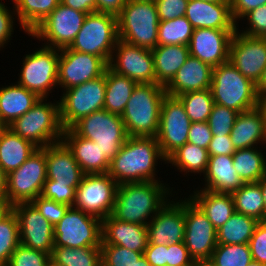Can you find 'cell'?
<instances>
[{
    "label": "cell",
    "instance_id": "obj_1",
    "mask_svg": "<svg viewBox=\"0 0 266 266\" xmlns=\"http://www.w3.org/2000/svg\"><path fill=\"white\" fill-rule=\"evenodd\" d=\"M158 159L166 161L156 137H128L110 161L108 174L118 185L158 181L154 176Z\"/></svg>",
    "mask_w": 266,
    "mask_h": 266
},
{
    "label": "cell",
    "instance_id": "obj_2",
    "mask_svg": "<svg viewBox=\"0 0 266 266\" xmlns=\"http://www.w3.org/2000/svg\"><path fill=\"white\" fill-rule=\"evenodd\" d=\"M159 182L145 181L118 185L111 215L123 222L148 225L147 218H153L168 202L166 195L170 189Z\"/></svg>",
    "mask_w": 266,
    "mask_h": 266
},
{
    "label": "cell",
    "instance_id": "obj_3",
    "mask_svg": "<svg viewBox=\"0 0 266 266\" xmlns=\"http://www.w3.org/2000/svg\"><path fill=\"white\" fill-rule=\"evenodd\" d=\"M165 95L162 85L137 84L121 115L129 137H156Z\"/></svg>",
    "mask_w": 266,
    "mask_h": 266
},
{
    "label": "cell",
    "instance_id": "obj_4",
    "mask_svg": "<svg viewBox=\"0 0 266 266\" xmlns=\"http://www.w3.org/2000/svg\"><path fill=\"white\" fill-rule=\"evenodd\" d=\"M159 22L154 1L127 0L117 15L119 39L153 50L158 46Z\"/></svg>",
    "mask_w": 266,
    "mask_h": 266
},
{
    "label": "cell",
    "instance_id": "obj_5",
    "mask_svg": "<svg viewBox=\"0 0 266 266\" xmlns=\"http://www.w3.org/2000/svg\"><path fill=\"white\" fill-rule=\"evenodd\" d=\"M210 89L214 103L239 113L259 106L256 84L243 76L229 61L213 68Z\"/></svg>",
    "mask_w": 266,
    "mask_h": 266
},
{
    "label": "cell",
    "instance_id": "obj_6",
    "mask_svg": "<svg viewBox=\"0 0 266 266\" xmlns=\"http://www.w3.org/2000/svg\"><path fill=\"white\" fill-rule=\"evenodd\" d=\"M44 100L47 101L46 98H40L30 110L8 126L15 134L38 148L61 142L64 131L59 102L52 104Z\"/></svg>",
    "mask_w": 266,
    "mask_h": 266
},
{
    "label": "cell",
    "instance_id": "obj_7",
    "mask_svg": "<svg viewBox=\"0 0 266 266\" xmlns=\"http://www.w3.org/2000/svg\"><path fill=\"white\" fill-rule=\"evenodd\" d=\"M71 129L78 136L95 142L110 161L129 137L121 116L105 109L81 118Z\"/></svg>",
    "mask_w": 266,
    "mask_h": 266
},
{
    "label": "cell",
    "instance_id": "obj_8",
    "mask_svg": "<svg viewBox=\"0 0 266 266\" xmlns=\"http://www.w3.org/2000/svg\"><path fill=\"white\" fill-rule=\"evenodd\" d=\"M118 40L117 16L96 11L87 14L69 48L101 57L108 64Z\"/></svg>",
    "mask_w": 266,
    "mask_h": 266
},
{
    "label": "cell",
    "instance_id": "obj_9",
    "mask_svg": "<svg viewBox=\"0 0 266 266\" xmlns=\"http://www.w3.org/2000/svg\"><path fill=\"white\" fill-rule=\"evenodd\" d=\"M105 90V73L98 78L66 89L59 101L63 129H69L81 118L104 109Z\"/></svg>",
    "mask_w": 266,
    "mask_h": 266
},
{
    "label": "cell",
    "instance_id": "obj_10",
    "mask_svg": "<svg viewBox=\"0 0 266 266\" xmlns=\"http://www.w3.org/2000/svg\"><path fill=\"white\" fill-rule=\"evenodd\" d=\"M101 244L102 220L73 206L54 225V246L80 248Z\"/></svg>",
    "mask_w": 266,
    "mask_h": 266
},
{
    "label": "cell",
    "instance_id": "obj_11",
    "mask_svg": "<svg viewBox=\"0 0 266 266\" xmlns=\"http://www.w3.org/2000/svg\"><path fill=\"white\" fill-rule=\"evenodd\" d=\"M7 202L29 203L41 195L47 180L45 147L38 148L19 168L8 174Z\"/></svg>",
    "mask_w": 266,
    "mask_h": 266
},
{
    "label": "cell",
    "instance_id": "obj_12",
    "mask_svg": "<svg viewBox=\"0 0 266 266\" xmlns=\"http://www.w3.org/2000/svg\"><path fill=\"white\" fill-rule=\"evenodd\" d=\"M59 52V49L44 46L26 55L17 84L40 98H46L49 91L58 85Z\"/></svg>",
    "mask_w": 266,
    "mask_h": 266
},
{
    "label": "cell",
    "instance_id": "obj_13",
    "mask_svg": "<svg viewBox=\"0 0 266 266\" xmlns=\"http://www.w3.org/2000/svg\"><path fill=\"white\" fill-rule=\"evenodd\" d=\"M184 215L185 246L193 260L204 266L217 246V229L190 198L184 200Z\"/></svg>",
    "mask_w": 266,
    "mask_h": 266
},
{
    "label": "cell",
    "instance_id": "obj_14",
    "mask_svg": "<svg viewBox=\"0 0 266 266\" xmlns=\"http://www.w3.org/2000/svg\"><path fill=\"white\" fill-rule=\"evenodd\" d=\"M117 187L108 173L85 174L76 188L73 207L102 220L113 212Z\"/></svg>",
    "mask_w": 266,
    "mask_h": 266
},
{
    "label": "cell",
    "instance_id": "obj_15",
    "mask_svg": "<svg viewBox=\"0 0 266 266\" xmlns=\"http://www.w3.org/2000/svg\"><path fill=\"white\" fill-rule=\"evenodd\" d=\"M87 13L74 10L59 3L58 6L29 34L46 39L45 46L64 49L71 46L83 26ZM50 43V44H49Z\"/></svg>",
    "mask_w": 266,
    "mask_h": 266
},
{
    "label": "cell",
    "instance_id": "obj_16",
    "mask_svg": "<svg viewBox=\"0 0 266 266\" xmlns=\"http://www.w3.org/2000/svg\"><path fill=\"white\" fill-rule=\"evenodd\" d=\"M191 123L181 101L166 94L161 103L159 129L156 135L161 153L166 159L188 142Z\"/></svg>",
    "mask_w": 266,
    "mask_h": 266
},
{
    "label": "cell",
    "instance_id": "obj_17",
    "mask_svg": "<svg viewBox=\"0 0 266 266\" xmlns=\"http://www.w3.org/2000/svg\"><path fill=\"white\" fill-rule=\"evenodd\" d=\"M58 62V85L70 89L103 75L108 64L93 54L71 50H60Z\"/></svg>",
    "mask_w": 266,
    "mask_h": 266
},
{
    "label": "cell",
    "instance_id": "obj_18",
    "mask_svg": "<svg viewBox=\"0 0 266 266\" xmlns=\"http://www.w3.org/2000/svg\"><path fill=\"white\" fill-rule=\"evenodd\" d=\"M114 50L117 52H112L108 63L112 71L138 84H155L154 57L150 49L134 46L119 39Z\"/></svg>",
    "mask_w": 266,
    "mask_h": 266
},
{
    "label": "cell",
    "instance_id": "obj_19",
    "mask_svg": "<svg viewBox=\"0 0 266 266\" xmlns=\"http://www.w3.org/2000/svg\"><path fill=\"white\" fill-rule=\"evenodd\" d=\"M12 210L18 220L20 244L51 256L54 248V226L31 202L14 204Z\"/></svg>",
    "mask_w": 266,
    "mask_h": 266
},
{
    "label": "cell",
    "instance_id": "obj_20",
    "mask_svg": "<svg viewBox=\"0 0 266 266\" xmlns=\"http://www.w3.org/2000/svg\"><path fill=\"white\" fill-rule=\"evenodd\" d=\"M236 32L230 41L229 62L255 84L266 68V41Z\"/></svg>",
    "mask_w": 266,
    "mask_h": 266
},
{
    "label": "cell",
    "instance_id": "obj_21",
    "mask_svg": "<svg viewBox=\"0 0 266 266\" xmlns=\"http://www.w3.org/2000/svg\"><path fill=\"white\" fill-rule=\"evenodd\" d=\"M236 30L198 28L188 44L190 56L215 68L229 61L230 41Z\"/></svg>",
    "mask_w": 266,
    "mask_h": 266
},
{
    "label": "cell",
    "instance_id": "obj_22",
    "mask_svg": "<svg viewBox=\"0 0 266 266\" xmlns=\"http://www.w3.org/2000/svg\"><path fill=\"white\" fill-rule=\"evenodd\" d=\"M173 202V203H172ZM148 244L168 245L184 241V200L166 202L147 225Z\"/></svg>",
    "mask_w": 266,
    "mask_h": 266
},
{
    "label": "cell",
    "instance_id": "obj_23",
    "mask_svg": "<svg viewBox=\"0 0 266 266\" xmlns=\"http://www.w3.org/2000/svg\"><path fill=\"white\" fill-rule=\"evenodd\" d=\"M47 179L69 187H77L85 173L72 152L61 141L45 147Z\"/></svg>",
    "mask_w": 266,
    "mask_h": 266
},
{
    "label": "cell",
    "instance_id": "obj_24",
    "mask_svg": "<svg viewBox=\"0 0 266 266\" xmlns=\"http://www.w3.org/2000/svg\"><path fill=\"white\" fill-rule=\"evenodd\" d=\"M185 17L194 29L237 30L231 14L230 3H212L189 0Z\"/></svg>",
    "mask_w": 266,
    "mask_h": 266
},
{
    "label": "cell",
    "instance_id": "obj_25",
    "mask_svg": "<svg viewBox=\"0 0 266 266\" xmlns=\"http://www.w3.org/2000/svg\"><path fill=\"white\" fill-rule=\"evenodd\" d=\"M102 244H115L144 253L148 245L147 225L123 222L109 215L102 219Z\"/></svg>",
    "mask_w": 266,
    "mask_h": 266
},
{
    "label": "cell",
    "instance_id": "obj_26",
    "mask_svg": "<svg viewBox=\"0 0 266 266\" xmlns=\"http://www.w3.org/2000/svg\"><path fill=\"white\" fill-rule=\"evenodd\" d=\"M212 72L213 68L210 65L189 56L165 87L166 94L177 97L187 92L210 89Z\"/></svg>",
    "mask_w": 266,
    "mask_h": 266
},
{
    "label": "cell",
    "instance_id": "obj_27",
    "mask_svg": "<svg viewBox=\"0 0 266 266\" xmlns=\"http://www.w3.org/2000/svg\"><path fill=\"white\" fill-rule=\"evenodd\" d=\"M85 174L108 173L110 160L96 143L78 136L71 128L63 131L61 140Z\"/></svg>",
    "mask_w": 266,
    "mask_h": 266
},
{
    "label": "cell",
    "instance_id": "obj_28",
    "mask_svg": "<svg viewBox=\"0 0 266 266\" xmlns=\"http://www.w3.org/2000/svg\"><path fill=\"white\" fill-rule=\"evenodd\" d=\"M230 138L236 150L255 147L261 142L266 143V121L262 109L258 106L239 113L232 127Z\"/></svg>",
    "mask_w": 266,
    "mask_h": 266
},
{
    "label": "cell",
    "instance_id": "obj_29",
    "mask_svg": "<svg viewBox=\"0 0 266 266\" xmlns=\"http://www.w3.org/2000/svg\"><path fill=\"white\" fill-rule=\"evenodd\" d=\"M204 174L205 190L232 193L244 184L233 166L232 155L209 156Z\"/></svg>",
    "mask_w": 266,
    "mask_h": 266
},
{
    "label": "cell",
    "instance_id": "obj_30",
    "mask_svg": "<svg viewBox=\"0 0 266 266\" xmlns=\"http://www.w3.org/2000/svg\"><path fill=\"white\" fill-rule=\"evenodd\" d=\"M40 97L25 87L14 84L0 88V119L10 126L30 110Z\"/></svg>",
    "mask_w": 266,
    "mask_h": 266
},
{
    "label": "cell",
    "instance_id": "obj_31",
    "mask_svg": "<svg viewBox=\"0 0 266 266\" xmlns=\"http://www.w3.org/2000/svg\"><path fill=\"white\" fill-rule=\"evenodd\" d=\"M190 199L204 212L216 229L221 227L234 213L231 193L198 190Z\"/></svg>",
    "mask_w": 266,
    "mask_h": 266
},
{
    "label": "cell",
    "instance_id": "obj_32",
    "mask_svg": "<svg viewBox=\"0 0 266 266\" xmlns=\"http://www.w3.org/2000/svg\"><path fill=\"white\" fill-rule=\"evenodd\" d=\"M154 57L155 84L166 87L190 56L186 45L157 46L151 50Z\"/></svg>",
    "mask_w": 266,
    "mask_h": 266
},
{
    "label": "cell",
    "instance_id": "obj_33",
    "mask_svg": "<svg viewBox=\"0 0 266 266\" xmlns=\"http://www.w3.org/2000/svg\"><path fill=\"white\" fill-rule=\"evenodd\" d=\"M38 149L7 128L0 136V166L9 174L19 168Z\"/></svg>",
    "mask_w": 266,
    "mask_h": 266
},
{
    "label": "cell",
    "instance_id": "obj_34",
    "mask_svg": "<svg viewBox=\"0 0 266 266\" xmlns=\"http://www.w3.org/2000/svg\"><path fill=\"white\" fill-rule=\"evenodd\" d=\"M105 82L104 109L112 114L121 116L138 83L112 71L109 67L105 71Z\"/></svg>",
    "mask_w": 266,
    "mask_h": 266
},
{
    "label": "cell",
    "instance_id": "obj_35",
    "mask_svg": "<svg viewBox=\"0 0 266 266\" xmlns=\"http://www.w3.org/2000/svg\"><path fill=\"white\" fill-rule=\"evenodd\" d=\"M259 221L242 213H235L217 229V244H247Z\"/></svg>",
    "mask_w": 266,
    "mask_h": 266
},
{
    "label": "cell",
    "instance_id": "obj_36",
    "mask_svg": "<svg viewBox=\"0 0 266 266\" xmlns=\"http://www.w3.org/2000/svg\"><path fill=\"white\" fill-rule=\"evenodd\" d=\"M233 166L244 183L259 182L266 176V158L256 147L237 149Z\"/></svg>",
    "mask_w": 266,
    "mask_h": 266
},
{
    "label": "cell",
    "instance_id": "obj_37",
    "mask_svg": "<svg viewBox=\"0 0 266 266\" xmlns=\"http://www.w3.org/2000/svg\"><path fill=\"white\" fill-rule=\"evenodd\" d=\"M14 1V2H13ZM22 29L30 34L60 3V0H12Z\"/></svg>",
    "mask_w": 266,
    "mask_h": 266
},
{
    "label": "cell",
    "instance_id": "obj_38",
    "mask_svg": "<svg viewBox=\"0 0 266 266\" xmlns=\"http://www.w3.org/2000/svg\"><path fill=\"white\" fill-rule=\"evenodd\" d=\"M231 195L236 212L253 217L259 222L265 221V206L258 182L244 183Z\"/></svg>",
    "mask_w": 266,
    "mask_h": 266
},
{
    "label": "cell",
    "instance_id": "obj_39",
    "mask_svg": "<svg viewBox=\"0 0 266 266\" xmlns=\"http://www.w3.org/2000/svg\"><path fill=\"white\" fill-rule=\"evenodd\" d=\"M209 161L208 150L195 144L187 142L184 146L179 147L167 159L180 171L191 173H205Z\"/></svg>",
    "mask_w": 266,
    "mask_h": 266
},
{
    "label": "cell",
    "instance_id": "obj_40",
    "mask_svg": "<svg viewBox=\"0 0 266 266\" xmlns=\"http://www.w3.org/2000/svg\"><path fill=\"white\" fill-rule=\"evenodd\" d=\"M50 258L64 266H102L101 247L54 246Z\"/></svg>",
    "mask_w": 266,
    "mask_h": 266
},
{
    "label": "cell",
    "instance_id": "obj_41",
    "mask_svg": "<svg viewBox=\"0 0 266 266\" xmlns=\"http://www.w3.org/2000/svg\"><path fill=\"white\" fill-rule=\"evenodd\" d=\"M194 28L185 16L160 21L158 25V46H188Z\"/></svg>",
    "mask_w": 266,
    "mask_h": 266
},
{
    "label": "cell",
    "instance_id": "obj_42",
    "mask_svg": "<svg viewBox=\"0 0 266 266\" xmlns=\"http://www.w3.org/2000/svg\"><path fill=\"white\" fill-rule=\"evenodd\" d=\"M252 260L249 243L217 244L204 266H247Z\"/></svg>",
    "mask_w": 266,
    "mask_h": 266
},
{
    "label": "cell",
    "instance_id": "obj_43",
    "mask_svg": "<svg viewBox=\"0 0 266 266\" xmlns=\"http://www.w3.org/2000/svg\"><path fill=\"white\" fill-rule=\"evenodd\" d=\"M191 122H207L214 100L211 89L187 92L177 96Z\"/></svg>",
    "mask_w": 266,
    "mask_h": 266
},
{
    "label": "cell",
    "instance_id": "obj_44",
    "mask_svg": "<svg viewBox=\"0 0 266 266\" xmlns=\"http://www.w3.org/2000/svg\"><path fill=\"white\" fill-rule=\"evenodd\" d=\"M20 245L17 216L11 209L0 220V266H7L14 250Z\"/></svg>",
    "mask_w": 266,
    "mask_h": 266
},
{
    "label": "cell",
    "instance_id": "obj_45",
    "mask_svg": "<svg viewBox=\"0 0 266 266\" xmlns=\"http://www.w3.org/2000/svg\"><path fill=\"white\" fill-rule=\"evenodd\" d=\"M100 247L102 266H135L143 256L141 252H135L115 244H101Z\"/></svg>",
    "mask_w": 266,
    "mask_h": 266
},
{
    "label": "cell",
    "instance_id": "obj_46",
    "mask_svg": "<svg viewBox=\"0 0 266 266\" xmlns=\"http://www.w3.org/2000/svg\"><path fill=\"white\" fill-rule=\"evenodd\" d=\"M239 112L214 103L207 123L213 135L230 136Z\"/></svg>",
    "mask_w": 266,
    "mask_h": 266
},
{
    "label": "cell",
    "instance_id": "obj_47",
    "mask_svg": "<svg viewBox=\"0 0 266 266\" xmlns=\"http://www.w3.org/2000/svg\"><path fill=\"white\" fill-rule=\"evenodd\" d=\"M50 255L20 244L12 253L7 266H46Z\"/></svg>",
    "mask_w": 266,
    "mask_h": 266
},
{
    "label": "cell",
    "instance_id": "obj_48",
    "mask_svg": "<svg viewBox=\"0 0 266 266\" xmlns=\"http://www.w3.org/2000/svg\"><path fill=\"white\" fill-rule=\"evenodd\" d=\"M76 188L56 184V181L47 179L44 183L41 196L71 207L75 202Z\"/></svg>",
    "mask_w": 266,
    "mask_h": 266
},
{
    "label": "cell",
    "instance_id": "obj_49",
    "mask_svg": "<svg viewBox=\"0 0 266 266\" xmlns=\"http://www.w3.org/2000/svg\"><path fill=\"white\" fill-rule=\"evenodd\" d=\"M31 203L53 226L61 220L70 207L69 205L46 199L41 195L35 198Z\"/></svg>",
    "mask_w": 266,
    "mask_h": 266
},
{
    "label": "cell",
    "instance_id": "obj_50",
    "mask_svg": "<svg viewBox=\"0 0 266 266\" xmlns=\"http://www.w3.org/2000/svg\"><path fill=\"white\" fill-rule=\"evenodd\" d=\"M249 246L252 260L266 265V221H260L250 238Z\"/></svg>",
    "mask_w": 266,
    "mask_h": 266
},
{
    "label": "cell",
    "instance_id": "obj_51",
    "mask_svg": "<svg viewBox=\"0 0 266 266\" xmlns=\"http://www.w3.org/2000/svg\"><path fill=\"white\" fill-rule=\"evenodd\" d=\"M189 0H155V6L160 21L185 16Z\"/></svg>",
    "mask_w": 266,
    "mask_h": 266
},
{
    "label": "cell",
    "instance_id": "obj_52",
    "mask_svg": "<svg viewBox=\"0 0 266 266\" xmlns=\"http://www.w3.org/2000/svg\"><path fill=\"white\" fill-rule=\"evenodd\" d=\"M243 18H247L249 21L250 29L244 30L242 34L262 37L266 33V4L250 10Z\"/></svg>",
    "mask_w": 266,
    "mask_h": 266
},
{
    "label": "cell",
    "instance_id": "obj_53",
    "mask_svg": "<svg viewBox=\"0 0 266 266\" xmlns=\"http://www.w3.org/2000/svg\"><path fill=\"white\" fill-rule=\"evenodd\" d=\"M167 266H199L190 256L184 241L167 245Z\"/></svg>",
    "mask_w": 266,
    "mask_h": 266
},
{
    "label": "cell",
    "instance_id": "obj_54",
    "mask_svg": "<svg viewBox=\"0 0 266 266\" xmlns=\"http://www.w3.org/2000/svg\"><path fill=\"white\" fill-rule=\"evenodd\" d=\"M213 133L207 122H192L188 132V142L208 149Z\"/></svg>",
    "mask_w": 266,
    "mask_h": 266
},
{
    "label": "cell",
    "instance_id": "obj_55",
    "mask_svg": "<svg viewBox=\"0 0 266 266\" xmlns=\"http://www.w3.org/2000/svg\"><path fill=\"white\" fill-rule=\"evenodd\" d=\"M207 150L209 156L233 155L236 151L230 136L222 135H213Z\"/></svg>",
    "mask_w": 266,
    "mask_h": 266
},
{
    "label": "cell",
    "instance_id": "obj_56",
    "mask_svg": "<svg viewBox=\"0 0 266 266\" xmlns=\"http://www.w3.org/2000/svg\"><path fill=\"white\" fill-rule=\"evenodd\" d=\"M266 4V0H230L231 14L234 21L244 17L250 10Z\"/></svg>",
    "mask_w": 266,
    "mask_h": 266
},
{
    "label": "cell",
    "instance_id": "obj_57",
    "mask_svg": "<svg viewBox=\"0 0 266 266\" xmlns=\"http://www.w3.org/2000/svg\"><path fill=\"white\" fill-rule=\"evenodd\" d=\"M143 256L151 266L167 265V245L148 244Z\"/></svg>",
    "mask_w": 266,
    "mask_h": 266
},
{
    "label": "cell",
    "instance_id": "obj_58",
    "mask_svg": "<svg viewBox=\"0 0 266 266\" xmlns=\"http://www.w3.org/2000/svg\"><path fill=\"white\" fill-rule=\"evenodd\" d=\"M5 7L4 3L0 2V48H3L4 44L12 37L14 30L12 12Z\"/></svg>",
    "mask_w": 266,
    "mask_h": 266
},
{
    "label": "cell",
    "instance_id": "obj_59",
    "mask_svg": "<svg viewBox=\"0 0 266 266\" xmlns=\"http://www.w3.org/2000/svg\"><path fill=\"white\" fill-rule=\"evenodd\" d=\"M96 11L117 16L127 0H95Z\"/></svg>",
    "mask_w": 266,
    "mask_h": 266
},
{
    "label": "cell",
    "instance_id": "obj_60",
    "mask_svg": "<svg viewBox=\"0 0 266 266\" xmlns=\"http://www.w3.org/2000/svg\"><path fill=\"white\" fill-rule=\"evenodd\" d=\"M60 3L64 6L87 14L96 12L95 0H60Z\"/></svg>",
    "mask_w": 266,
    "mask_h": 266
},
{
    "label": "cell",
    "instance_id": "obj_61",
    "mask_svg": "<svg viewBox=\"0 0 266 266\" xmlns=\"http://www.w3.org/2000/svg\"><path fill=\"white\" fill-rule=\"evenodd\" d=\"M8 174L0 166V201L7 202Z\"/></svg>",
    "mask_w": 266,
    "mask_h": 266
},
{
    "label": "cell",
    "instance_id": "obj_62",
    "mask_svg": "<svg viewBox=\"0 0 266 266\" xmlns=\"http://www.w3.org/2000/svg\"><path fill=\"white\" fill-rule=\"evenodd\" d=\"M256 90L259 97L266 94V68L264 69L260 79L256 83Z\"/></svg>",
    "mask_w": 266,
    "mask_h": 266
},
{
    "label": "cell",
    "instance_id": "obj_63",
    "mask_svg": "<svg viewBox=\"0 0 266 266\" xmlns=\"http://www.w3.org/2000/svg\"><path fill=\"white\" fill-rule=\"evenodd\" d=\"M12 209L8 202L0 201V220Z\"/></svg>",
    "mask_w": 266,
    "mask_h": 266
},
{
    "label": "cell",
    "instance_id": "obj_64",
    "mask_svg": "<svg viewBox=\"0 0 266 266\" xmlns=\"http://www.w3.org/2000/svg\"><path fill=\"white\" fill-rule=\"evenodd\" d=\"M258 183L260 184L263 195V201L265 206V221H266V176L263 177Z\"/></svg>",
    "mask_w": 266,
    "mask_h": 266
},
{
    "label": "cell",
    "instance_id": "obj_65",
    "mask_svg": "<svg viewBox=\"0 0 266 266\" xmlns=\"http://www.w3.org/2000/svg\"><path fill=\"white\" fill-rule=\"evenodd\" d=\"M259 107L262 109L265 115V121H266V94L260 97L259 100Z\"/></svg>",
    "mask_w": 266,
    "mask_h": 266
},
{
    "label": "cell",
    "instance_id": "obj_66",
    "mask_svg": "<svg viewBox=\"0 0 266 266\" xmlns=\"http://www.w3.org/2000/svg\"><path fill=\"white\" fill-rule=\"evenodd\" d=\"M135 266H151L150 263L142 256L135 264Z\"/></svg>",
    "mask_w": 266,
    "mask_h": 266
},
{
    "label": "cell",
    "instance_id": "obj_67",
    "mask_svg": "<svg viewBox=\"0 0 266 266\" xmlns=\"http://www.w3.org/2000/svg\"><path fill=\"white\" fill-rule=\"evenodd\" d=\"M8 128V126L0 119V136Z\"/></svg>",
    "mask_w": 266,
    "mask_h": 266
},
{
    "label": "cell",
    "instance_id": "obj_68",
    "mask_svg": "<svg viewBox=\"0 0 266 266\" xmlns=\"http://www.w3.org/2000/svg\"><path fill=\"white\" fill-rule=\"evenodd\" d=\"M206 2H212V3H230V0H201Z\"/></svg>",
    "mask_w": 266,
    "mask_h": 266
},
{
    "label": "cell",
    "instance_id": "obj_69",
    "mask_svg": "<svg viewBox=\"0 0 266 266\" xmlns=\"http://www.w3.org/2000/svg\"><path fill=\"white\" fill-rule=\"evenodd\" d=\"M46 266H64V265H61L59 263H56L55 261H53L51 258L48 260V263Z\"/></svg>",
    "mask_w": 266,
    "mask_h": 266
},
{
    "label": "cell",
    "instance_id": "obj_70",
    "mask_svg": "<svg viewBox=\"0 0 266 266\" xmlns=\"http://www.w3.org/2000/svg\"><path fill=\"white\" fill-rule=\"evenodd\" d=\"M247 266H266L263 264H260L258 261L251 260V262Z\"/></svg>",
    "mask_w": 266,
    "mask_h": 266
},
{
    "label": "cell",
    "instance_id": "obj_71",
    "mask_svg": "<svg viewBox=\"0 0 266 266\" xmlns=\"http://www.w3.org/2000/svg\"><path fill=\"white\" fill-rule=\"evenodd\" d=\"M262 38L266 41V33L262 36Z\"/></svg>",
    "mask_w": 266,
    "mask_h": 266
}]
</instances>
